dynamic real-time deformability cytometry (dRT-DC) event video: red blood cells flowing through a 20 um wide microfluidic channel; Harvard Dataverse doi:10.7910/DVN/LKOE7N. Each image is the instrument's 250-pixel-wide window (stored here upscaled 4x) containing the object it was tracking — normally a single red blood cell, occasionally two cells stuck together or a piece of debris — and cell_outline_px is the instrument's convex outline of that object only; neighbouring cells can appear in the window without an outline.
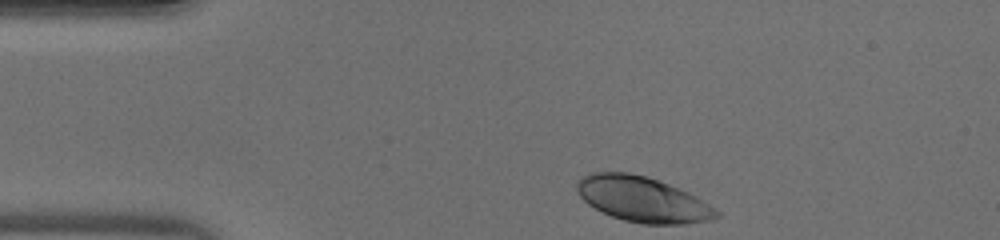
{"species": "human", "species_latin": "Homo sapiens", "temperature_condition": "warm", "stored_images_in_passage": 33, "camera_frame_rate_fps": 3000, "um_per_image_px": 0.085, "donor": {"sex": "male"}, "frame": {"image": 1, "passage_image": 1, "time_ms": 0.0, "image_size_px": [1000, 240], "cell_outline_px": [[720, 216], [712, 220], [684, 224], [644, 224], [624, 220], [612, 216], [588, 204], [580, 196], [576, 188], [576, 180], [588, 172], [632, 172], [648, 176], [688, 192], [716, 208], [720, 212]], "centroid_in_image_um": [54.62, 16.93], "position_along_channel_um": 30.4, "area_um2": 36.99}}
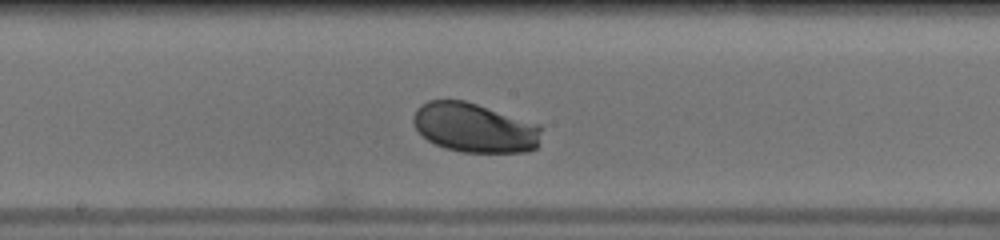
{"frame": {"image": 2, "passage_image": 17, "time_ms": 5.333, "image_size_px": [1000, 240], "cell_outline_px": [[540, 132], [536, 148], [528, 152], [464, 152], [444, 148], [428, 140], [416, 128], [412, 120], [412, 116], [416, 108], [420, 104], [428, 100], [464, 100], [540, 124]], "centroid_in_image_um": [40.31, 10.85], "position_along_channel_um": 207.9, "area_um2": 36.82}}
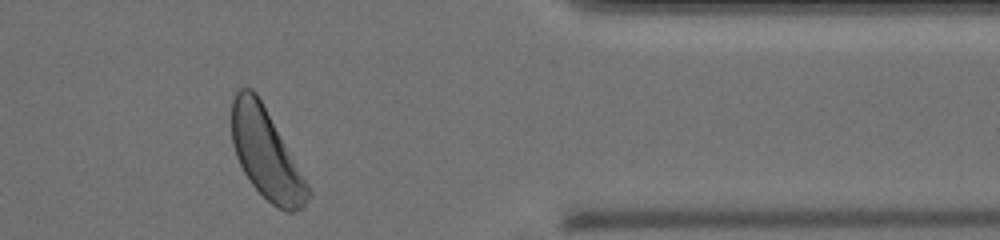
{"frame": {"image": 3, "passage_image": 31, "time_ms": 10.0, "image_size_px": [1000, 240], "cell_outline_px": [[312, 192], [304, 208], [292, 212], [284, 212], [272, 204], [248, 180], [236, 156], [232, 144], [232, 100], [236, 92], [240, 88], [252, 88], [256, 92], [308, 184]], "centroid_in_image_um": [22.62, 13.11], "position_along_channel_um": 388.8, "area_um2": 39.36}}